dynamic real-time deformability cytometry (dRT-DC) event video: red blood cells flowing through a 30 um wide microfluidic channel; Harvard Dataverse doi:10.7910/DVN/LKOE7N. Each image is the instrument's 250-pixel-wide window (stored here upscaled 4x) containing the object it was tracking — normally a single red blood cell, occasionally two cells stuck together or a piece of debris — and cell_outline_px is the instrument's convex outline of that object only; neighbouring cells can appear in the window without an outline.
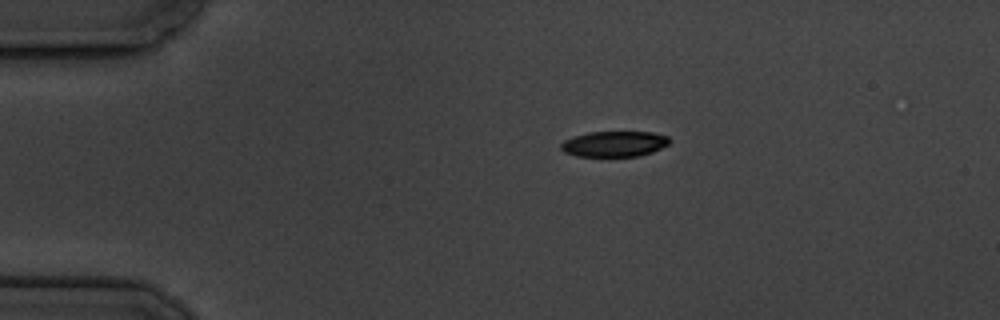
{"species": "common noctule bat (a hibernating species)", "species_latin": "Nyctalus noctula", "temperature_condition": "cold", "stored_images_in_passage": 4, "camera_frame_rate_fps": 3000, "um_per_image_px": 0.085, "animal": {"sex": "male", "body_mass_g": 19.5, "forearm_length_mm": 54.6}, "frame": {"image": 1, "passage_image": 1, "time_ms": 0.0, "image_size_px": [1000, 320], "cell_outline_px": [[668, 144], [652, 152], [640, 156], [576, 156], [564, 152], [560, 148], [560, 144], [564, 140], [572, 136], [588, 132], [652, 132], [668, 136]], "centroid_in_image_um": [52.17, 12.23], "position_along_channel_um": 32.8, "area_um2": 16.18}}
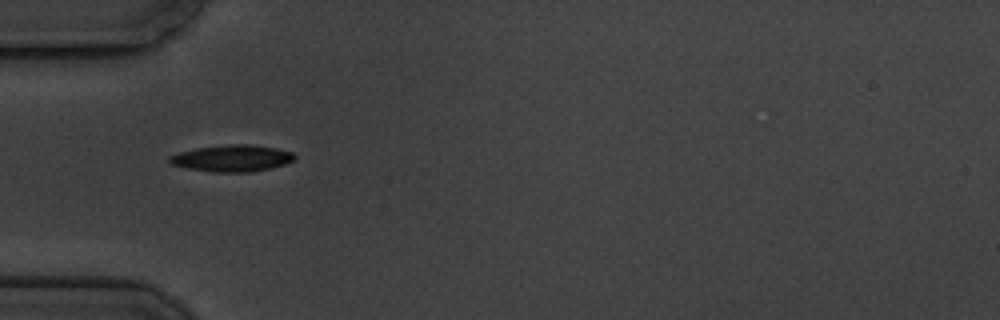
{"frame": {"image": 2, "passage_image": 3, "time_ms": 2.333, "image_size_px": [1000, 320], "cell_outline_px": [[296, 156], [292, 160], [284, 164], [268, 168], [248, 172], [212, 172], [188, 168], [172, 164], [168, 160], [168, 156], [180, 152], [196, 148], [228, 144], [252, 144], [276, 148], [292, 152]], "centroid_in_image_um": [19.7, 13.44], "position_along_channel_um": 65.3, "area_um2": 19.25}}